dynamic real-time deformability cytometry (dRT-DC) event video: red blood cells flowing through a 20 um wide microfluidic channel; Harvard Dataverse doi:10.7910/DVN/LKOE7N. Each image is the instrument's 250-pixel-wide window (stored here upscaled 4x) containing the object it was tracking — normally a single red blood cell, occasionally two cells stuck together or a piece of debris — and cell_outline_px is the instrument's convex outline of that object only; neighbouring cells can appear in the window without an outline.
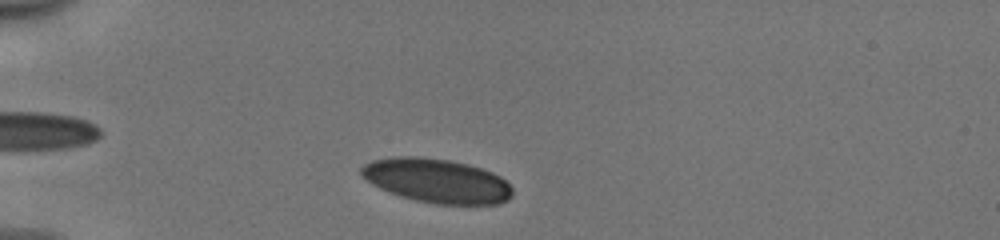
{"species": "human", "species_latin": "Homo sapiens", "temperature_condition": "cold", "stored_images_in_passage": 35, "camera_frame_rate_fps": 3000, "um_per_image_px": 0.085, "donor": {"sex": "male"}, "frame": {"image": 1, "passage_image": 3, "time_ms": 0.667, "image_size_px": [1000, 240], "cell_outline_px": [[512, 196], [508, 200], [500, 204], [436, 204], [416, 200], [400, 196], [380, 188], [372, 184], [360, 172], [360, 168], [364, 164], [372, 160], [392, 156], [416, 156], [448, 160], [468, 164], [492, 172], [500, 176], [512, 188]], "centroid_in_image_um": [37.13, 15.36], "position_along_channel_um": 47.9, "area_um2": 38.78}}
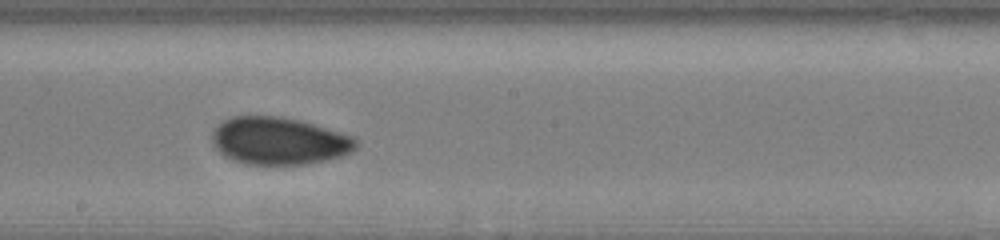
{"frame": {"image": 2, "passage_image": 19, "time_ms": 6.0, "image_size_px": [1000, 240], "cell_outline_px": [[360, 144], [352, 152], [328, 160], [308, 164], [248, 164], [232, 160], [224, 156], [212, 144], [212, 132], [224, 120], [232, 116], [280, 116], [300, 120], [340, 132], [352, 136]], "centroid_in_image_um": [23.72, 11.98], "position_along_channel_um": 224.5, "area_um2": 39.82}}
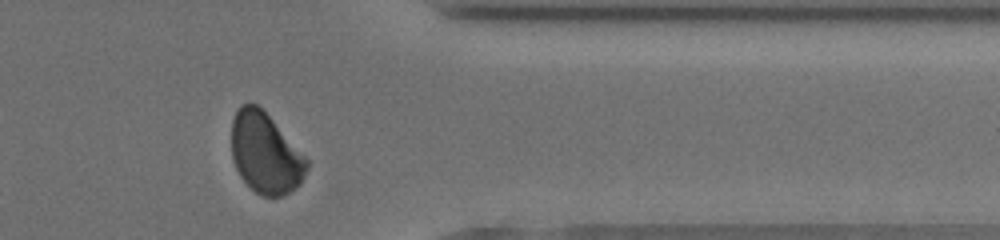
{"frame": {"image": 3, "passage_image": 32, "time_ms": 10.333, "image_size_px": [1000, 240], "cell_outline_px": [[308, 168], [300, 184], [296, 188], [284, 196], [260, 196], [240, 176], [232, 160], [232, 120], [240, 104], [256, 104], [272, 120], [308, 160]], "centroid_in_image_um": [22.55, 13.06], "position_along_channel_um": 388.9, "area_um2": 34.91}, "authors_computed_cell_mechanics": {"area_um2": 39.5352, "velocity_mm_per_s": 3.9548, "shape_relaxation_time_tau1_ms": 6.4541, "shape_relaxation_time_tau2_ms": 1.1405, "deformation_change_tau1": 0.1136, "deformation_change_tau2": 0.0416}}